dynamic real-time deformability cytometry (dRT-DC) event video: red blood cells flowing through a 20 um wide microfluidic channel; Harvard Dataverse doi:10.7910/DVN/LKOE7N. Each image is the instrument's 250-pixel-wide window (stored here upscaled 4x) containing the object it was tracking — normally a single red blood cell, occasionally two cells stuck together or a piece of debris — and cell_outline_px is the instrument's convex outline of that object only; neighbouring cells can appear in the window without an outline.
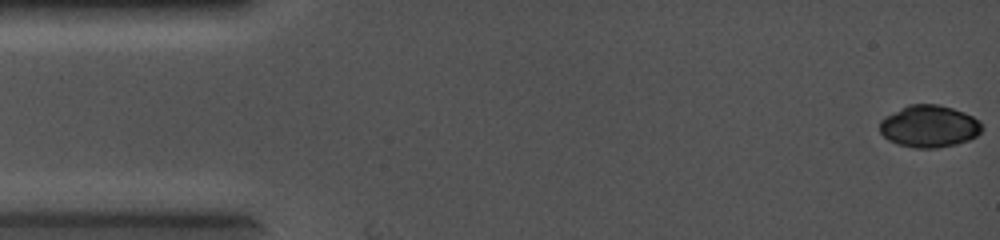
{"species": "common noctule bat (a hibernating species)", "species_latin": "Nyctalus noctula", "temperature_condition": "cold", "stored_images_in_passage": 3, "camera_frame_rate_fps": 5000, "um_per_image_px": 0.085, "animal": {"sex": "female", "body_mass_g": 19.0, "forearm_length_mm": 56.7}, "frame": {"image": 1, "passage_image": 1, "time_ms": 0.0, "image_size_px": [1000, 240], "cell_outline_px": [[984, 128], [976, 136], [968, 140], [956, 144], [936, 148], [916, 148], [900, 144], [888, 140], [880, 132], [880, 120], [908, 104], [936, 104], [952, 108], [964, 112], [972, 116]], "centroid_in_image_um": [78.98, 10.73], "position_along_channel_um": 6.0, "area_um2": 24.8}}